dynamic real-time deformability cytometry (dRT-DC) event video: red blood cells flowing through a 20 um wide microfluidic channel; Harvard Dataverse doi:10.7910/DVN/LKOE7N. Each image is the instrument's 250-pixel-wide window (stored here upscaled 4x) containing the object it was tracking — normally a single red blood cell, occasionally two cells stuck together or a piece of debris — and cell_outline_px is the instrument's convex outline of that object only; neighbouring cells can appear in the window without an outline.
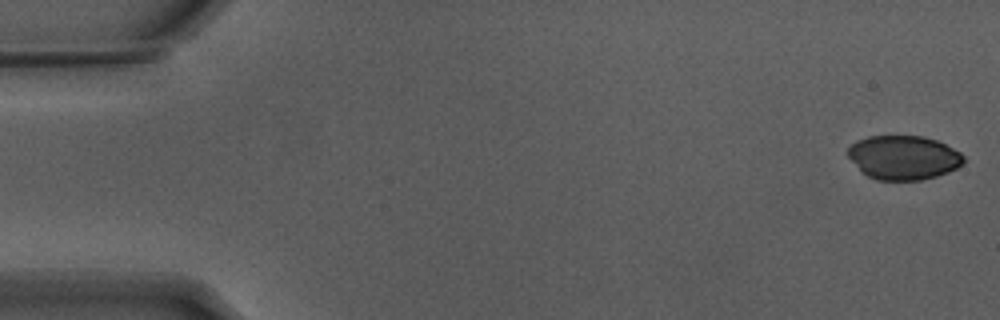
{"species": "Egyptian fruit bat (a non-hibernating species)", "species_latin": "Rousettus aegyptiacus", "temperature_condition": "warm", "stored_images_in_passage": 53, "camera_frame_rate_fps": 3000, "um_per_image_px": 0.085, "animal": {"sex": "male"}, "frame": {"image": 1, "passage_image": 1, "time_ms": 0.0, "image_size_px": [1000, 320], "cell_outline_px": [[964, 160], [956, 168], [948, 172], [936, 176], [920, 180], [876, 180], [868, 176], [848, 156], [848, 148], [856, 140], [868, 136], [924, 136], [936, 140], [960, 152], [964, 156]], "centroid_in_image_um": [76.8, 13.38], "position_along_channel_um": 8.2, "area_um2": 29.42}}
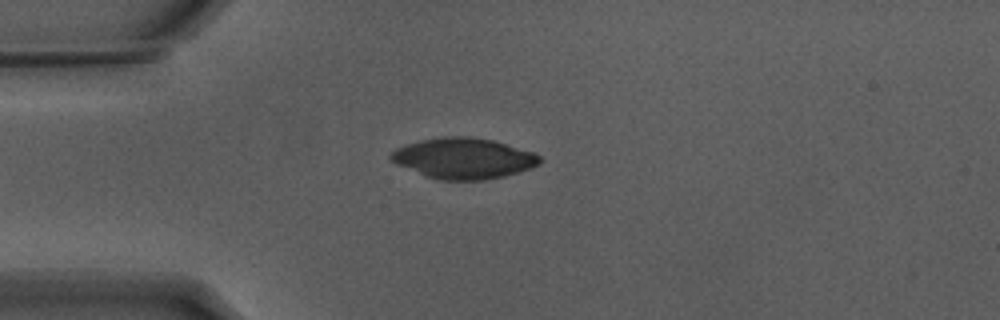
{"frame": {"image": 2, "passage_image": 14, "time_ms": 4.333, "image_size_px": [1000, 320], "cell_outline_px": [[540, 164], [504, 176], [484, 180], [440, 180], [424, 176], [396, 164], [388, 156], [396, 148], [420, 140], [440, 136], [464, 136], [492, 140], [532, 152], [540, 156]], "centroid_in_image_um": [39.35, 13.46], "position_along_channel_um": 45.7, "area_um2": 35.08}}
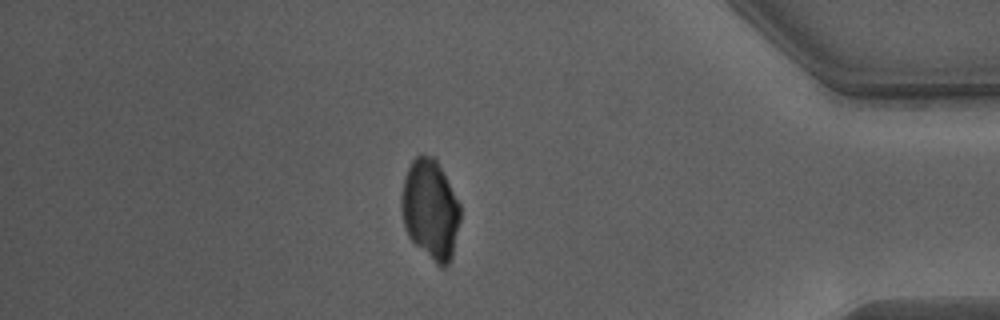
{"frame": {"image": 3, "passage_image": 46, "time_ms": 15.0, "image_size_px": [1000, 320], "cell_outline_px": [[460, 220], [452, 256], [448, 264], [444, 268], [436, 264], [408, 236], [404, 224], [400, 204], [404, 176], [412, 160], [420, 152], [432, 156], [436, 160], [460, 204]], "centroid_in_image_um": [36.56, 17.78], "position_along_channel_um": 398.6, "area_um2": 34.04}}